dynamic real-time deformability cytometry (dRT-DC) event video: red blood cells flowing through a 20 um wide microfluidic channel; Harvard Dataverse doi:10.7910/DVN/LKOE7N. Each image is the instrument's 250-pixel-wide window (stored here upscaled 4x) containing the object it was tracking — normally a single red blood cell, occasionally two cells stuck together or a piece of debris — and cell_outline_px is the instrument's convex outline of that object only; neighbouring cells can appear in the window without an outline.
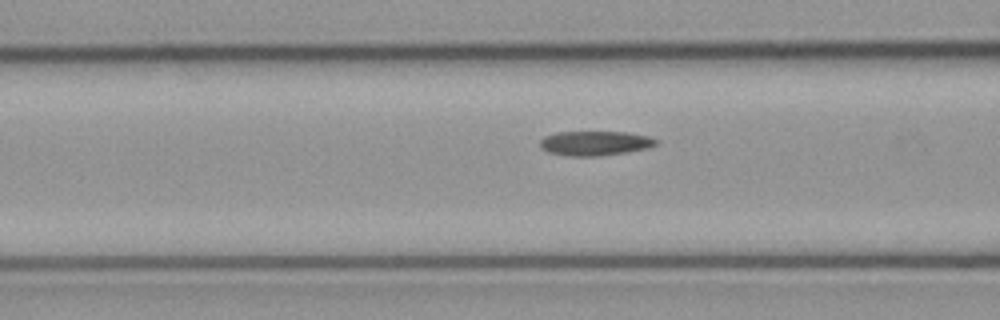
{"species": "common noctule bat (a hibernating species)", "species_latin": "Nyctalus noctula", "temperature_condition": "cold", "stored_images_in_passage": 22, "camera_frame_rate_fps": 3000, "um_per_image_px": 0.085, "animal": {"sex": "male", "body_mass_g": 23.1, "forearm_length_mm": 52.7}, "frame": {"image": 1, "passage_image": 17, "time_ms": 5.333, "image_size_px": [1000, 320], "cell_outline_px": [[656, 144], [648, 148], [628, 152], [600, 156], [568, 156], [548, 152], [540, 148], [540, 140], [544, 136], [556, 132], [628, 132], [648, 136], [656, 140]], "centroid_in_image_um": [50.54, 12.18], "position_along_channel_um": 116.1, "area_um2": 16.65}}
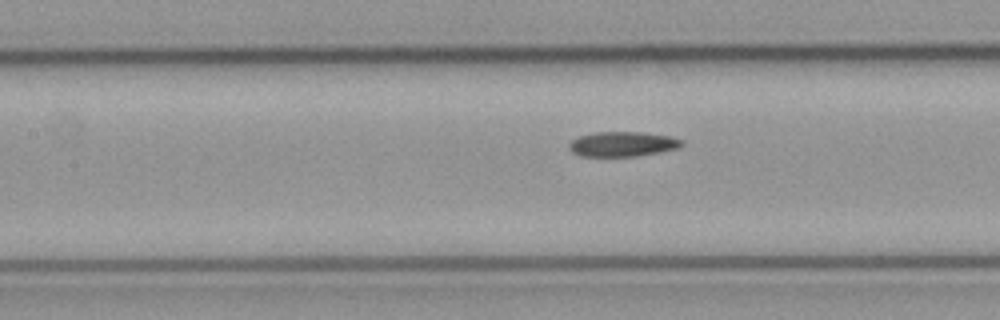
{"frame": {"image": 2, "passage_image": 20, "time_ms": 6.333, "image_size_px": [1000, 320], "cell_outline_px": [[684, 144], [680, 148], [660, 152], [636, 156], [580, 156], [572, 152], [568, 148], [568, 144], [572, 140], [580, 136], [596, 132], [640, 132], [672, 136], [684, 140]], "centroid_in_image_um": [52.96, 12.24], "position_along_channel_um": 154.4, "area_um2": 16.47}}